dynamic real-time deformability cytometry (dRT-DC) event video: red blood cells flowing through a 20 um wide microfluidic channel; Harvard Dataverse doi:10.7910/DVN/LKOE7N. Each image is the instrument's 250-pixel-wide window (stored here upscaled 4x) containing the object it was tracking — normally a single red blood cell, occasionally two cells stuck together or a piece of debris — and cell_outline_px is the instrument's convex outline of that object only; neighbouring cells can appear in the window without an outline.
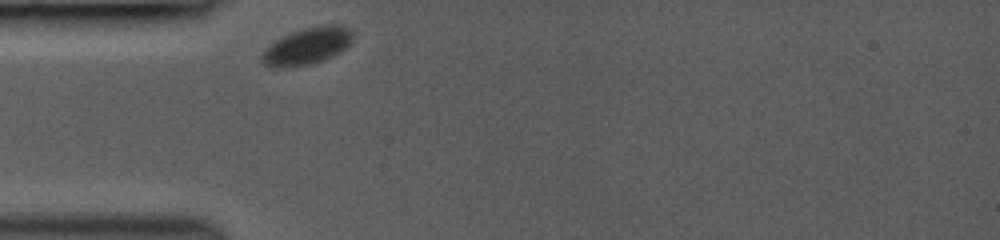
{"species": "common noctule bat (a hibernating species)", "species_latin": "Nyctalus noctula", "temperature_condition": "room temperature", "stored_images_in_passage": 25, "camera_frame_rate_fps": 3000, "um_per_image_px": 0.085, "animal": {"sex": "female", "body_mass_g": 19.0, "forearm_length_mm": 53.3}, "frame": {"image": 1, "passage_image": 1, "time_ms": 0.0, "image_size_px": [1000, 240], "cell_outline_px": [[352, 40], [340, 52], [332, 56], [308, 64], [284, 68], [280, 68], [264, 64], [260, 56], [280, 36], [304, 28], [328, 24], [336, 24], [348, 28], [352, 32]], "centroid_in_image_um": [26.11, 3.9], "position_along_channel_um": 58.9, "area_um2": 19.07}}
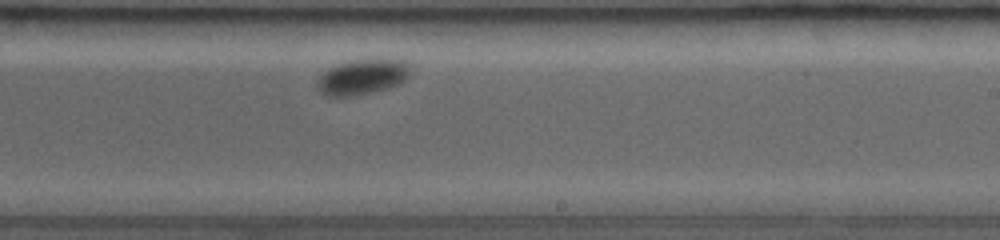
{"frame": {"image": 2, "passage_image": 15, "time_ms": 5.667, "image_size_px": [1000, 240], "cell_outline_px": [[412, 72], [400, 84], [388, 88], [356, 96], [328, 96], [320, 92], [316, 88], [316, 84], [320, 76], [328, 68], [352, 60], [404, 60], [408, 64]], "centroid_in_image_um": [30.8, 6.56], "position_along_channel_um": 258.2, "area_um2": 19.07}}
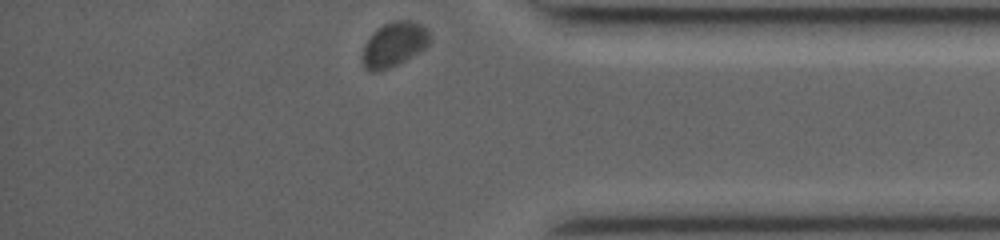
{"frame": {"image": 3, "passage_image": 25, "time_ms": 9.667, "image_size_px": [1000, 240], "cell_outline_px": [[432, 40], [424, 48], [404, 60], [388, 68], [376, 72], [368, 72], [364, 68], [364, 44], [372, 32], [384, 24], [396, 20], [412, 20], [420, 24], [432, 36]], "centroid_in_image_um": [33.5, 3.76], "position_along_channel_um": 401.7, "area_um2": 17.28}, "authors_computed_cell_mechanics": {"area_um2": 19.074, "velocity_mm_per_s": 3.6114, "shape_relaxation_time_tau1_ms": 0.501, "shape_relaxation_time_tau2_ms": null, "deformation_change_tau1": 0.0427, "deformation_change_tau2": null}}